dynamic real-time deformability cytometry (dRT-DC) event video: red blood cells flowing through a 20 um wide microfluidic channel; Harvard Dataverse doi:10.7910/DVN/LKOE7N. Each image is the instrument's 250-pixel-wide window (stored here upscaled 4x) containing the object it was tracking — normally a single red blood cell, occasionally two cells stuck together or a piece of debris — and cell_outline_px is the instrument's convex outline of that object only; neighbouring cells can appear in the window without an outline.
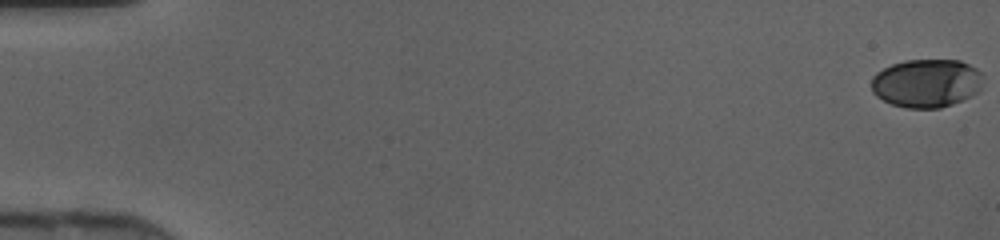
{"species": "human", "species_latin": "Homo sapiens", "temperature_condition": "cold", "stored_images_in_passage": 47, "camera_frame_rate_fps": 3000, "um_per_image_px": 0.085, "donor": {"sex": "female"}, "frame": {"image": 1, "passage_image": 1, "time_ms": 0.0, "image_size_px": [1000, 240], "cell_outline_px": [[984, 76], [980, 92], [972, 96], [952, 104], [940, 108], [908, 108], [892, 104], [876, 96], [872, 92], [872, 76], [876, 72], [892, 64], [904, 60], [960, 60], [976, 68]], "centroid_in_image_um": [78.78, 7.07], "position_along_channel_um": 6.2, "area_um2": 31.79}}
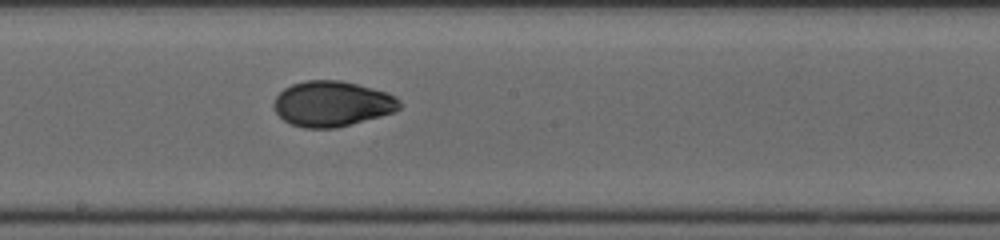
{"frame": {"image": 2, "passage_image": 27, "time_ms": 8.667, "image_size_px": [1000, 240], "cell_outline_px": [[404, 104], [396, 112], [336, 128], [304, 128], [292, 124], [284, 120], [276, 112], [272, 104], [276, 96], [284, 88], [292, 84], [304, 80], [340, 80], [388, 92], [396, 96]], "centroid_in_image_um": [28.26, 8.82], "position_along_channel_um": 219.9, "area_um2": 33.52}}
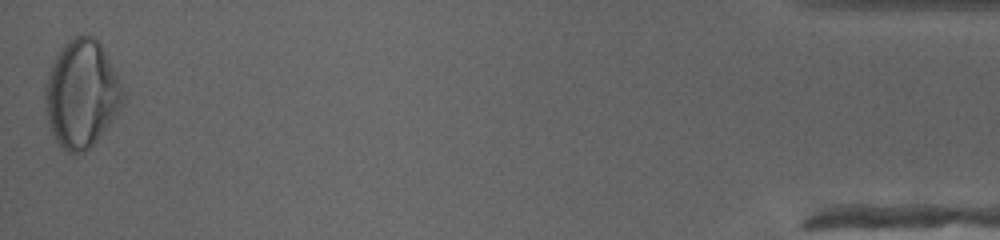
{"frame": {"image": 3, "passage_image": 47, "time_ms": 15.333, "image_size_px": [1000, 240], "cell_outline_px": [[124, 104], [116, 116], [96, 140], [84, 152], [68, 152], [56, 140], [48, 124], [44, 108], [44, 84], [48, 72], [60, 48], [68, 40], [76, 36], [88, 32], [104, 48], [124, 88]], "centroid_in_image_um": [6.93, 7.94], "position_along_channel_um": 428.3, "area_um2": 49.13}}